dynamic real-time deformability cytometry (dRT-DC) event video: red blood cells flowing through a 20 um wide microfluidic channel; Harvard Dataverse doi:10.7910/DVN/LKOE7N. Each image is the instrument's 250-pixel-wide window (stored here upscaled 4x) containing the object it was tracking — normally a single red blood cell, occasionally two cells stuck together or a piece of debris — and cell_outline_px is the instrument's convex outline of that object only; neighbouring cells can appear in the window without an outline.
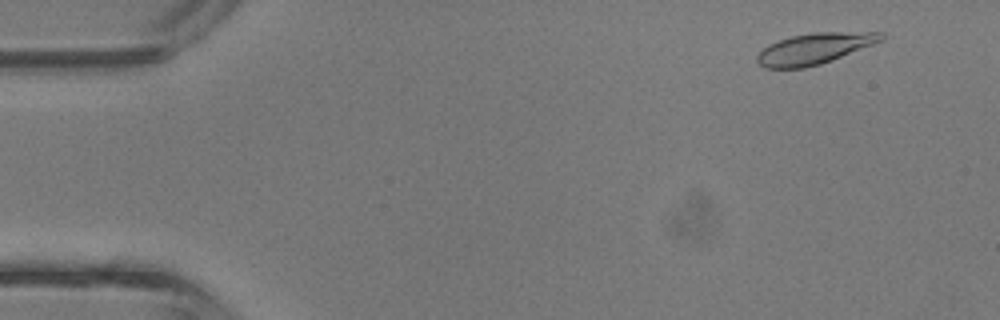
{"species": "common noctule bat (a hibernating species)", "species_latin": "Nyctalus noctula", "temperature_condition": "room temperature", "stored_images_in_passage": 4, "camera_frame_rate_fps": 3000, "um_per_image_px": 0.085, "animal": {"sex": "male", "body_mass_g": 13.3}, "frame": {"image": 1, "passage_image": 1, "time_ms": 0.0, "image_size_px": [1000, 320], "cell_outline_px": [[884, 40], [832, 60], [820, 64], [804, 68], [764, 68], [756, 60], [756, 56], [768, 44], [792, 36], [812, 32], [884, 32]], "centroid_in_image_um": [69.24, 4.13], "position_along_channel_um": 15.8, "area_um2": 22.31}}
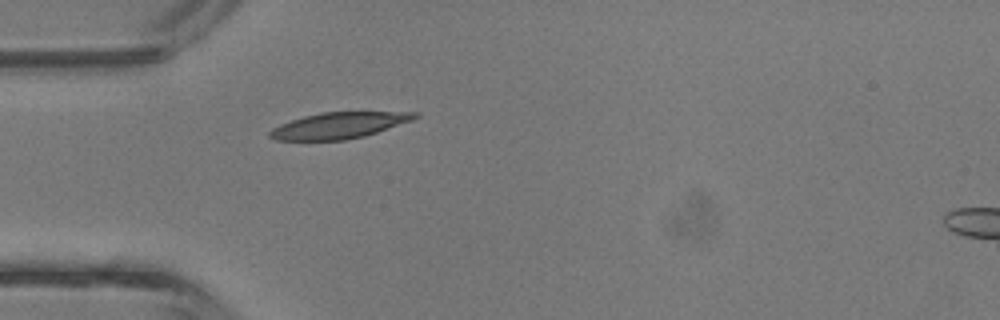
{"frame": {"image": 2, "passage_image": 3, "time_ms": 0.667, "image_size_px": [1000, 320], "cell_outline_px": [[420, 116], [412, 120], [364, 136], [344, 140], [276, 140], [268, 136], [268, 132], [272, 128], [280, 124], [304, 116], [320, 112], [420, 112]], "centroid_in_image_um": [28.79, 10.66], "position_along_channel_um": 56.2, "area_um2": 21.96}}